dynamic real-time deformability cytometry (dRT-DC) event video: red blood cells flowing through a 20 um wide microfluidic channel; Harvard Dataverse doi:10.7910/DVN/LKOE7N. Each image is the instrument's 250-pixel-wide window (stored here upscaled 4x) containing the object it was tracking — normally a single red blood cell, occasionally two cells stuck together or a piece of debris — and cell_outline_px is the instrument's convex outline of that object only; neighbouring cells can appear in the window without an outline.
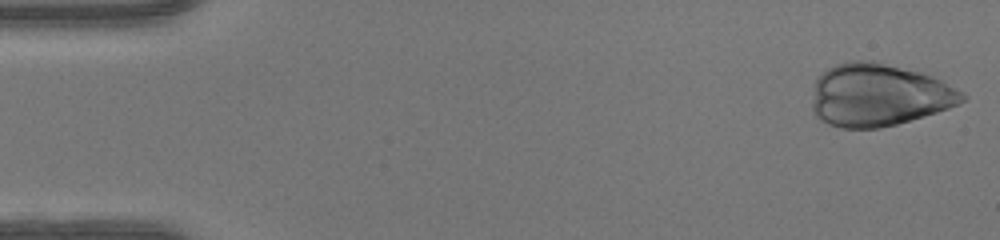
{"species": "human", "species_latin": "Homo sapiens", "temperature_condition": "warm", "stored_images_in_passage": 42, "camera_frame_rate_fps": 3000, "um_per_image_px": 0.085, "donor": {"sex": "female"}, "frame": {"image": 1, "passage_image": 1, "time_ms": 0.0, "image_size_px": [1000, 240], "cell_outline_px": [[968, 96], [960, 104], [936, 112], [896, 124], [880, 128], [840, 128], [828, 124], [820, 120], [812, 112], [812, 104], [816, 80], [828, 68], [836, 64], [848, 60], [872, 60], [920, 72], [932, 76], [964, 92]], "centroid_in_image_um": [74.68, 8.08], "position_along_channel_um": 10.3, "area_um2": 54.74}}
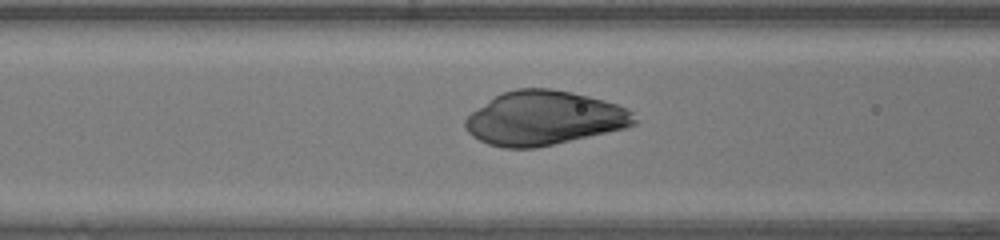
{"frame": {"image": 2, "passage_image": 19, "time_ms": 6.0, "image_size_px": [1000, 240], "cell_outline_px": [[636, 124], [628, 128], [536, 148], [504, 148], [488, 144], [472, 136], [464, 128], [464, 120], [472, 112], [496, 96], [504, 92], [516, 88], [548, 88], [572, 92], [604, 100], [628, 108], [632, 112], [636, 120]], "centroid_in_image_um": [46.27, 10.05], "position_along_channel_um": 120.3, "area_um2": 53.23}}
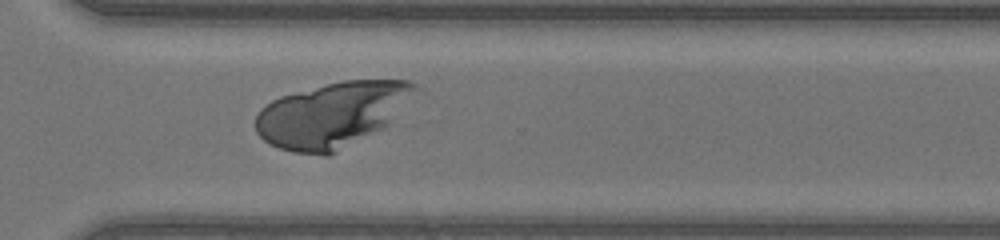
{"frame": {"image": 3, "passage_image": 35, "time_ms": 11.333, "image_size_px": [1000, 240], "cell_outline_px": [[420, 88], [388, 124], [384, 128], [328, 156], [324, 156], [292, 152], [268, 144], [256, 132], [256, 116], [260, 108], [272, 100], [280, 96], [344, 80], [408, 80], [416, 84]], "centroid_in_image_um": [28.22, 9.76], "position_along_channel_um": 342.4, "area_um2": 60.52}}